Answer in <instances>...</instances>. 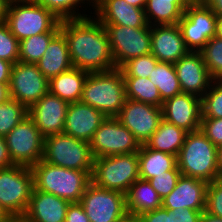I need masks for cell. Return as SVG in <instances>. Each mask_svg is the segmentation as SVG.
Here are the masks:
<instances>
[{
	"label": "cell",
	"instance_id": "28",
	"mask_svg": "<svg viewBox=\"0 0 222 222\" xmlns=\"http://www.w3.org/2000/svg\"><path fill=\"white\" fill-rule=\"evenodd\" d=\"M139 177L149 180L169 170H179L177 156L148 148L145 144L138 151Z\"/></svg>",
	"mask_w": 222,
	"mask_h": 222
},
{
	"label": "cell",
	"instance_id": "18",
	"mask_svg": "<svg viewBox=\"0 0 222 222\" xmlns=\"http://www.w3.org/2000/svg\"><path fill=\"white\" fill-rule=\"evenodd\" d=\"M182 92L201 98L213 83L200 52L189 51L175 64Z\"/></svg>",
	"mask_w": 222,
	"mask_h": 222
},
{
	"label": "cell",
	"instance_id": "1",
	"mask_svg": "<svg viewBox=\"0 0 222 222\" xmlns=\"http://www.w3.org/2000/svg\"><path fill=\"white\" fill-rule=\"evenodd\" d=\"M93 17L60 21L73 67L89 73L113 70L116 66L108 34L103 24Z\"/></svg>",
	"mask_w": 222,
	"mask_h": 222
},
{
	"label": "cell",
	"instance_id": "25",
	"mask_svg": "<svg viewBox=\"0 0 222 222\" xmlns=\"http://www.w3.org/2000/svg\"><path fill=\"white\" fill-rule=\"evenodd\" d=\"M191 2V0H147L144 7L146 20L150 26L178 24Z\"/></svg>",
	"mask_w": 222,
	"mask_h": 222
},
{
	"label": "cell",
	"instance_id": "43",
	"mask_svg": "<svg viewBox=\"0 0 222 222\" xmlns=\"http://www.w3.org/2000/svg\"><path fill=\"white\" fill-rule=\"evenodd\" d=\"M142 222H171V210L163 207L140 215Z\"/></svg>",
	"mask_w": 222,
	"mask_h": 222
},
{
	"label": "cell",
	"instance_id": "10",
	"mask_svg": "<svg viewBox=\"0 0 222 222\" xmlns=\"http://www.w3.org/2000/svg\"><path fill=\"white\" fill-rule=\"evenodd\" d=\"M103 26L116 68H121L130 59L151 53V27Z\"/></svg>",
	"mask_w": 222,
	"mask_h": 222
},
{
	"label": "cell",
	"instance_id": "5",
	"mask_svg": "<svg viewBox=\"0 0 222 222\" xmlns=\"http://www.w3.org/2000/svg\"><path fill=\"white\" fill-rule=\"evenodd\" d=\"M60 21L34 0L10 1L6 21L10 32L19 40L46 32H59Z\"/></svg>",
	"mask_w": 222,
	"mask_h": 222
},
{
	"label": "cell",
	"instance_id": "39",
	"mask_svg": "<svg viewBox=\"0 0 222 222\" xmlns=\"http://www.w3.org/2000/svg\"><path fill=\"white\" fill-rule=\"evenodd\" d=\"M205 212L222 218V179L208 182Z\"/></svg>",
	"mask_w": 222,
	"mask_h": 222
},
{
	"label": "cell",
	"instance_id": "37",
	"mask_svg": "<svg viewBox=\"0 0 222 222\" xmlns=\"http://www.w3.org/2000/svg\"><path fill=\"white\" fill-rule=\"evenodd\" d=\"M159 61L149 53L127 61L120 69L123 77H144L149 78L152 70Z\"/></svg>",
	"mask_w": 222,
	"mask_h": 222
},
{
	"label": "cell",
	"instance_id": "16",
	"mask_svg": "<svg viewBox=\"0 0 222 222\" xmlns=\"http://www.w3.org/2000/svg\"><path fill=\"white\" fill-rule=\"evenodd\" d=\"M68 106L69 103L48 92L28 109V116L45 138L63 133Z\"/></svg>",
	"mask_w": 222,
	"mask_h": 222
},
{
	"label": "cell",
	"instance_id": "46",
	"mask_svg": "<svg viewBox=\"0 0 222 222\" xmlns=\"http://www.w3.org/2000/svg\"><path fill=\"white\" fill-rule=\"evenodd\" d=\"M12 66L11 62L0 59V83H10Z\"/></svg>",
	"mask_w": 222,
	"mask_h": 222
},
{
	"label": "cell",
	"instance_id": "48",
	"mask_svg": "<svg viewBox=\"0 0 222 222\" xmlns=\"http://www.w3.org/2000/svg\"><path fill=\"white\" fill-rule=\"evenodd\" d=\"M9 98V83H0V104L6 102Z\"/></svg>",
	"mask_w": 222,
	"mask_h": 222
},
{
	"label": "cell",
	"instance_id": "49",
	"mask_svg": "<svg viewBox=\"0 0 222 222\" xmlns=\"http://www.w3.org/2000/svg\"><path fill=\"white\" fill-rule=\"evenodd\" d=\"M9 0H0V24L6 21Z\"/></svg>",
	"mask_w": 222,
	"mask_h": 222
},
{
	"label": "cell",
	"instance_id": "56",
	"mask_svg": "<svg viewBox=\"0 0 222 222\" xmlns=\"http://www.w3.org/2000/svg\"><path fill=\"white\" fill-rule=\"evenodd\" d=\"M9 217L7 212L0 205V222H7Z\"/></svg>",
	"mask_w": 222,
	"mask_h": 222
},
{
	"label": "cell",
	"instance_id": "51",
	"mask_svg": "<svg viewBox=\"0 0 222 222\" xmlns=\"http://www.w3.org/2000/svg\"><path fill=\"white\" fill-rule=\"evenodd\" d=\"M199 222H222V218L203 212Z\"/></svg>",
	"mask_w": 222,
	"mask_h": 222
},
{
	"label": "cell",
	"instance_id": "24",
	"mask_svg": "<svg viewBox=\"0 0 222 222\" xmlns=\"http://www.w3.org/2000/svg\"><path fill=\"white\" fill-rule=\"evenodd\" d=\"M36 65L48 80L73 68L68 44L61 31L51 39L42 58Z\"/></svg>",
	"mask_w": 222,
	"mask_h": 222
},
{
	"label": "cell",
	"instance_id": "35",
	"mask_svg": "<svg viewBox=\"0 0 222 222\" xmlns=\"http://www.w3.org/2000/svg\"><path fill=\"white\" fill-rule=\"evenodd\" d=\"M200 53L210 76L214 80H222V39L211 38Z\"/></svg>",
	"mask_w": 222,
	"mask_h": 222
},
{
	"label": "cell",
	"instance_id": "52",
	"mask_svg": "<svg viewBox=\"0 0 222 222\" xmlns=\"http://www.w3.org/2000/svg\"><path fill=\"white\" fill-rule=\"evenodd\" d=\"M209 7L217 16H222V0H215Z\"/></svg>",
	"mask_w": 222,
	"mask_h": 222
},
{
	"label": "cell",
	"instance_id": "31",
	"mask_svg": "<svg viewBox=\"0 0 222 222\" xmlns=\"http://www.w3.org/2000/svg\"><path fill=\"white\" fill-rule=\"evenodd\" d=\"M149 79L159 90L163 101L182 92L175 66L172 63L158 62Z\"/></svg>",
	"mask_w": 222,
	"mask_h": 222
},
{
	"label": "cell",
	"instance_id": "45",
	"mask_svg": "<svg viewBox=\"0 0 222 222\" xmlns=\"http://www.w3.org/2000/svg\"><path fill=\"white\" fill-rule=\"evenodd\" d=\"M13 165L14 164L11 160L6 140L4 137L0 136V168H7Z\"/></svg>",
	"mask_w": 222,
	"mask_h": 222
},
{
	"label": "cell",
	"instance_id": "42",
	"mask_svg": "<svg viewBox=\"0 0 222 222\" xmlns=\"http://www.w3.org/2000/svg\"><path fill=\"white\" fill-rule=\"evenodd\" d=\"M203 212L205 211L177 208L171 210V222H199Z\"/></svg>",
	"mask_w": 222,
	"mask_h": 222
},
{
	"label": "cell",
	"instance_id": "12",
	"mask_svg": "<svg viewBox=\"0 0 222 222\" xmlns=\"http://www.w3.org/2000/svg\"><path fill=\"white\" fill-rule=\"evenodd\" d=\"M49 92V80L36 64L16 62L11 69L9 94L29 109Z\"/></svg>",
	"mask_w": 222,
	"mask_h": 222
},
{
	"label": "cell",
	"instance_id": "23",
	"mask_svg": "<svg viewBox=\"0 0 222 222\" xmlns=\"http://www.w3.org/2000/svg\"><path fill=\"white\" fill-rule=\"evenodd\" d=\"M70 203L66 199L34 188L24 215L33 222H65Z\"/></svg>",
	"mask_w": 222,
	"mask_h": 222
},
{
	"label": "cell",
	"instance_id": "41",
	"mask_svg": "<svg viewBox=\"0 0 222 222\" xmlns=\"http://www.w3.org/2000/svg\"><path fill=\"white\" fill-rule=\"evenodd\" d=\"M200 131L216 147L222 145V118H202Z\"/></svg>",
	"mask_w": 222,
	"mask_h": 222
},
{
	"label": "cell",
	"instance_id": "2",
	"mask_svg": "<svg viewBox=\"0 0 222 222\" xmlns=\"http://www.w3.org/2000/svg\"><path fill=\"white\" fill-rule=\"evenodd\" d=\"M127 100L120 68L88 73L80 102L94 107L106 117H116Z\"/></svg>",
	"mask_w": 222,
	"mask_h": 222
},
{
	"label": "cell",
	"instance_id": "38",
	"mask_svg": "<svg viewBox=\"0 0 222 222\" xmlns=\"http://www.w3.org/2000/svg\"><path fill=\"white\" fill-rule=\"evenodd\" d=\"M19 40L10 32L7 24H0V59L13 65L19 60Z\"/></svg>",
	"mask_w": 222,
	"mask_h": 222
},
{
	"label": "cell",
	"instance_id": "17",
	"mask_svg": "<svg viewBox=\"0 0 222 222\" xmlns=\"http://www.w3.org/2000/svg\"><path fill=\"white\" fill-rule=\"evenodd\" d=\"M163 119L186 132L200 130L201 98L181 92L163 102Z\"/></svg>",
	"mask_w": 222,
	"mask_h": 222
},
{
	"label": "cell",
	"instance_id": "14",
	"mask_svg": "<svg viewBox=\"0 0 222 222\" xmlns=\"http://www.w3.org/2000/svg\"><path fill=\"white\" fill-rule=\"evenodd\" d=\"M90 222H115L126 211L125 194L90 182L79 201Z\"/></svg>",
	"mask_w": 222,
	"mask_h": 222
},
{
	"label": "cell",
	"instance_id": "32",
	"mask_svg": "<svg viewBox=\"0 0 222 222\" xmlns=\"http://www.w3.org/2000/svg\"><path fill=\"white\" fill-rule=\"evenodd\" d=\"M58 32H46L33 35L19 42V60L36 64L46 51L49 42Z\"/></svg>",
	"mask_w": 222,
	"mask_h": 222
},
{
	"label": "cell",
	"instance_id": "4",
	"mask_svg": "<svg viewBox=\"0 0 222 222\" xmlns=\"http://www.w3.org/2000/svg\"><path fill=\"white\" fill-rule=\"evenodd\" d=\"M181 175L206 182L218 179L217 147L200 131L189 132L177 156Z\"/></svg>",
	"mask_w": 222,
	"mask_h": 222
},
{
	"label": "cell",
	"instance_id": "8",
	"mask_svg": "<svg viewBox=\"0 0 222 222\" xmlns=\"http://www.w3.org/2000/svg\"><path fill=\"white\" fill-rule=\"evenodd\" d=\"M34 189L31 167L0 168V205L9 216L24 215Z\"/></svg>",
	"mask_w": 222,
	"mask_h": 222
},
{
	"label": "cell",
	"instance_id": "11",
	"mask_svg": "<svg viewBox=\"0 0 222 222\" xmlns=\"http://www.w3.org/2000/svg\"><path fill=\"white\" fill-rule=\"evenodd\" d=\"M94 158L138 153L139 142L116 117H106L89 142Z\"/></svg>",
	"mask_w": 222,
	"mask_h": 222
},
{
	"label": "cell",
	"instance_id": "34",
	"mask_svg": "<svg viewBox=\"0 0 222 222\" xmlns=\"http://www.w3.org/2000/svg\"><path fill=\"white\" fill-rule=\"evenodd\" d=\"M28 116V109L15 99L9 98L0 104V136L5 137Z\"/></svg>",
	"mask_w": 222,
	"mask_h": 222
},
{
	"label": "cell",
	"instance_id": "20",
	"mask_svg": "<svg viewBox=\"0 0 222 222\" xmlns=\"http://www.w3.org/2000/svg\"><path fill=\"white\" fill-rule=\"evenodd\" d=\"M207 186L208 182L204 180L181 175L174 190L162 199V207L205 211Z\"/></svg>",
	"mask_w": 222,
	"mask_h": 222
},
{
	"label": "cell",
	"instance_id": "33",
	"mask_svg": "<svg viewBox=\"0 0 222 222\" xmlns=\"http://www.w3.org/2000/svg\"><path fill=\"white\" fill-rule=\"evenodd\" d=\"M34 1L44 6L46 9L52 12L61 21L67 20V19H76V18H83V17L90 16L84 13L81 14L78 11L79 6L82 7L81 5L82 3L83 4L87 3L89 4V6L91 5L93 10H95V0H34Z\"/></svg>",
	"mask_w": 222,
	"mask_h": 222
},
{
	"label": "cell",
	"instance_id": "50",
	"mask_svg": "<svg viewBox=\"0 0 222 222\" xmlns=\"http://www.w3.org/2000/svg\"><path fill=\"white\" fill-rule=\"evenodd\" d=\"M218 178L222 179V145L217 147Z\"/></svg>",
	"mask_w": 222,
	"mask_h": 222
},
{
	"label": "cell",
	"instance_id": "27",
	"mask_svg": "<svg viewBox=\"0 0 222 222\" xmlns=\"http://www.w3.org/2000/svg\"><path fill=\"white\" fill-rule=\"evenodd\" d=\"M128 212L141 215L162 207V199L148 180L137 179L125 193Z\"/></svg>",
	"mask_w": 222,
	"mask_h": 222
},
{
	"label": "cell",
	"instance_id": "44",
	"mask_svg": "<svg viewBox=\"0 0 222 222\" xmlns=\"http://www.w3.org/2000/svg\"><path fill=\"white\" fill-rule=\"evenodd\" d=\"M65 222H90L80 202H72L67 209Z\"/></svg>",
	"mask_w": 222,
	"mask_h": 222
},
{
	"label": "cell",
	"instance_id": "3",
	"mask_svg": "<svg viewBox=\"0 0 222 222\" xmlns=\"http://www.w3.org/2000/svg\"><path fill=\"white\" fill-rule=\"evenodd\" d=\"M36 190L51 193L69 202H79L91 182L93 171H79L40 160L31 167Z\"/></svg>",
	"mask_w": 222,
	"mask_h": 222
},
{
	"label": "cell",
	"instance_id": "54",
	"mask_svg": "<svg viewBox=\"0 0 222 222\" xmlns=\"http://www.w3.org/2000/svg\"><path fill=\"white\" fill-rule=\"evenodd\" d=\"M7 222H33L25 215L10 216Z\"/></svg>",
	"mask_w": 222,
	"mask_h": 222
},
{
	"label": "cell",
	"instance_id": "13",
	"mask_svg": "<svg viewBox=\"0 0 222 222\" xmlns=\"http://www.w3.org/2000/svg\"><path fill=\"white\" fill-rule=\"evenodd\" d=\"M217 15L210 7L191 2L178 26L189 51L200 52L215 37Z\"/></svg>",
	"mask_w": 222,
	"mask_h": 222
},
{
	"label": "cell",
	"instance_id": "21",
	"mask_svg": "<svg viewBox=\"0 0 222 222\" xmlns=\"http://www.w3.org/2000/svg\"><path fill=\"white\" fill-rule=\"evenodd\" d=\"M188 52L178 24L151 26V54L159 62L175 64Z\"/></svg>",
	"mask_w": 222,
	"mask_h": 222
},
{
	"label": "cell",
	"instance_id": "53",
	"mask_svg": "<svg viewBox=\"0 0 222 222\" xmlns=\"http://www.w3.org/2000/svg\"><path fill=\"white\" fill-rule=\"evenodd\" d=\"M215 37L222 39V16H217Z\"/></svg>",
	"mask_w": 222,
	"mask_h": 222
},
{
	"label": "cell",
	"instance_id": "40",
	"mask_svg": "<svg viewBox=\"0 0 222 222\" xmlns=\"http://www.w3.org/2000/svg\"><path fill=\"white\" fill-rule=\"evenodd\" d=\"M180 176L181 172L179 170H169L160 176L152 177L148 181L156 190L159 197L163 199L174 190Z\"/></svg>",
	"mask_w": 222,
	"mask_h": 222
},
{
	"label": "cell",
	"instance_id": "9",
	"mask_svg": "<svg viewBox=\"0 0 222 222\" xmlns=\"http://www.w3.org/2000/svg\"><path fill=\"white\" fill-rule=\"evenodd\" d=\"M4 138L14 165L32 167L43 159L44 137L29 116Z\"/></svg>",
	"mask_w": 222,
	"mask_h": 222
},
{
	"label": "cell",
	"instance_id": "26",
	"mask_svg": "<svg viewBox=\"0 0 222 222\" xmlns=\"http://www.w3.org/2000/svg\"><path fill=\"white\" fill-rule=\"evenodd\" d=\"M88 73L73 67L49 80V92L69 104L79 102Z\"/></svg>",
	"mask_w": 222,
	"mask_h": 222
},
{
	"label": "cell",
	"instance_id": "47",
	"mask_svg": "<svg viewBox=\"0 0 222 222\" xmlns=\"http://www.w3.org/2000/svg\"><path fill=\"white\" fill-rule=\"evenodd\" d=\"M115 222H142L140 215L126 211Z\"/></svg>",
	"mask_w": 222,
	"mask_h": 222
},
{
	"label": "cell",
	"instance_id": "6",
	"mask_svg": "<svg viewBox=\"0 0 222 222\" xmlns=\"http://www.w3.org/2000/svg\"><path fill=\"white\" fill-rule=\"evenodd\" d=\"M139 178L138 153L94 158L91 182L98 187L125 194Z\"/></svg>",
	"mask_w": 222,
	"mask_h": 222
},
{
	"label": "cell",
	"instance_id": "22",
	"mask_svg": "<svg viewBox=\"0 0 222 222\" xmlns=\"http://www.w3.org/2000/svg\"><path fill=\"white\" fill-rule=\"evenodd\" d=\"M105 119L103 113L90 105L80 101L70 103L63 133L89 143Z\"/></svg>",
	"mask_w": 222,
	"mask_h": 222
},
{
	"label": "cell",
	"instance_id": "29",
	"mask_svg": "<svg viewBox=\"0 0 222 222\" xmlns=\"http://www.w3.org/2000/svg\"><path fill=\"white\" fill-rule=\"evenodd\" d=\"M188 132L178 128L174 124L162 119L158 129L145 143V145L157 151L178 156Z\"/></svg>",
	"mask_w": 222,
	"mask_h": 222
},
{
	"label": "cell",
	"instance_id": "15",
	"mask_svg": "<svg viewBox=\"0 0 222 222\" xmlns=\"http://www.w3.org/2000/svg\"><path fill=\"white\" fill-rule=\"evenodd\" d=\"M116 118L143 145L158 129L163 112L162 107L127 99Z\"/></svg>",
	"mask_w": 222,
	"mask_h": 222
},
{
	"label": "cell",
	"instance_id": "55",
	"mask_svg": "<svg viewBox=\"0 0 222 222\" xmlns=\"http://www.w3.org/2000/svg\"><path fill=\"white\" fill-rule=\"evenodd\" d=\"M128 4H131L134 7L143 8L145 7L147 0H125Z\"/></svg>",
	"mask_w": 222,
	"mask_h": 222
},
{
	"label": "cell",
	"instance_id": "7",
	"mask_svg": "<svg viewBox=\"0 0 222 222\" xmlns=\"http://www.w3.org/2000/svg\"><path fill=\"white\" fill-rule=\"evenodd\" d=\"M42 160L67 169L93 171L94 157L89 143L64 133L44 138Z\"/></svg>",
	"mask_w": 222,
	"mask_h": 222
},
{
	"label": "cell",
	"instance_id": "57",
	"mask_svg": "<svg viewBox=\"0 0 222 222\" xmlns=\"http://www.w3.org/2000/svg\"><path fill=\"white\" fill-rule=\"evenodd\" d=\"M215 0H192V2L209 7Z\"/></svg>",
	"mask_w": 222,
	"mask_h": 222
},
{
	"label": "cell",
	"instance_id": "36",
	"mask_svg": "<svg viewBox=\"0 0 222 222\" xmlns=\"http://www.w3.org/2000/svg\"><path fill=\"white\" fill-rule=\"evenodd\" d=\"M202 118H222V80H213L201 97Z\"/></svg>",
	"mask_w": 222,
	"mask_h": 222
},
{
	"label": "cell",
	"instance_id": "30",
	"mask_svg": "<svg viewBox=\"0 0 222 222\" xmlns=\"http://www.w3.org/2000/svg\"><path fill=\"white\" fill-rule=\"evenodd\" d=\"M127 99L156 107L163 106L159 90L147 77H124Z\"/></svg>",
	"mask_w": 222,
	"mask_h": 222
},
{
	"label": "cell",
	"instance_id": "19",
	"mask_svg": "<svg viewBox=\"0 0 222 222\" xmlns=\"http://www.w3.org/2000/svg\"><path fill=\"white\" fill-rule=\"evenodd\" d=\"M94 14L103 25L132 28L151 27L143 8L134 7L125 0H95Z\"/></svg>",
	"mask_w": 222,
	"mask_h": 222
}]
</instances>
